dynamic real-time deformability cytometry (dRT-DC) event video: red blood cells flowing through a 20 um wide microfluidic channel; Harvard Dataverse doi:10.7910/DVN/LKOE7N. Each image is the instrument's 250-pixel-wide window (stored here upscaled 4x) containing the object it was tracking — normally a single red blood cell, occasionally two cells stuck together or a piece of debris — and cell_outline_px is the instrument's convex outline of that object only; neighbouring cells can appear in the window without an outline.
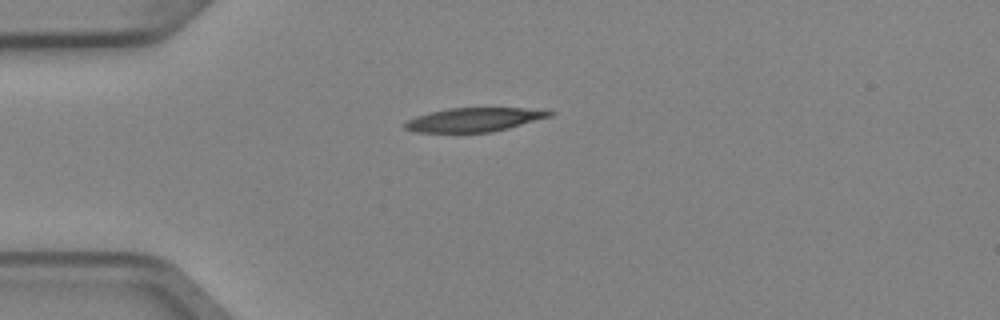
{"species": "Egyptian fruit bat (a non-hibernating species)", "species_latin": "Rousettus aegyptiacus", "temperature_condition": "cold", "stored_images_in_passage": 3, "camera_frame_rate_fps": 3000, "um_per_image_px": 0.085, "animal": {"sex": "female"}, "frame": {"image": 1, "passage_image": 1, "time_ms": 0.0, "image_size_px": [1000, 320], "cell_outline_px": [[556, 112], [552, 116], [508, 128], [492, 132], [416, 132], [404, 128], [404, 124], [408, 120], [416, 116], [448, 108], [524, 108]], "centroid_in_image_um": [40.31, 10.17], "position_along_channel_um": 44.7, "area_um2": 19.88}}
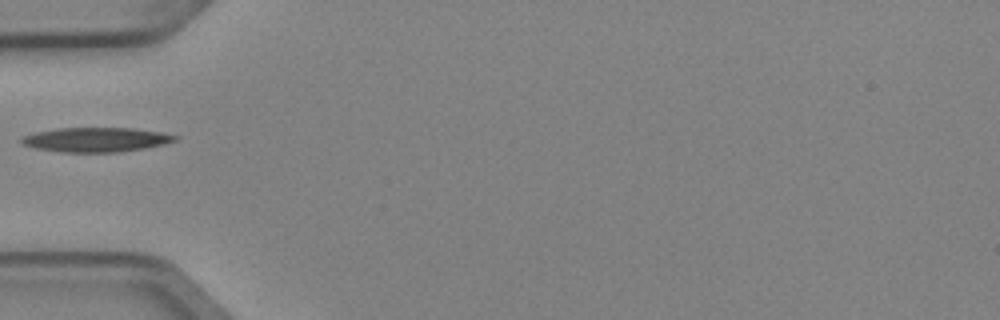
{"frame": {"image": 2, "passage_image": 2, "time_ms": 0.333, "image_size_px": [1000, 320], "cell_outline_px": [[180, 136], [176, 140], [164, 144], [144, 148], [120, 152], [64, 152], [36, 148], [24, 144], [20, 140], [20, 136], [36, 132], [56, 128], [132, 128], [160, 132]], "centroid_in_image_um": [8.16, 11.86], "position_along_channel_um": 76.8, "area_um2": 21.79}}
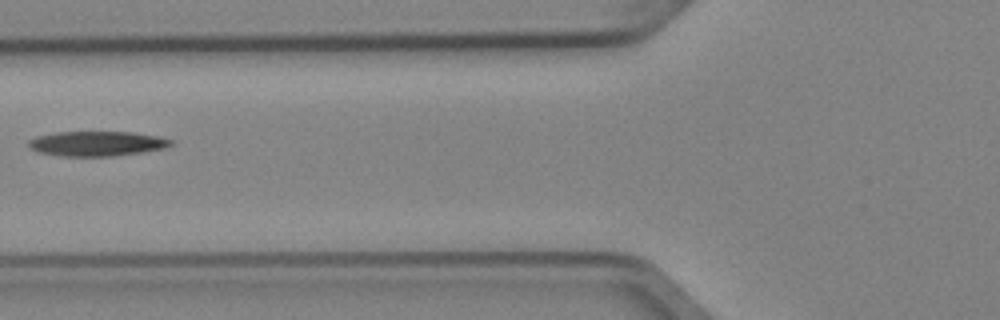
{"frame": {"image": 3, "passage_image": 3, "time_ms": 0.667, "image_size_px": [1000, 320], "cell_outline_px": [[172, 144], [164, 148], [140, 152], [112, 156], [64, 156], [40, 152], [32, 148], [28, 144], [28, 140], [36, 136], [56, 132], [132, 132], [160, 136], [172, 140]], "centroid_in_image_um": [8.24, 12.19], "position_along_channel_um": 117.6, "area_um2": 20.4}}